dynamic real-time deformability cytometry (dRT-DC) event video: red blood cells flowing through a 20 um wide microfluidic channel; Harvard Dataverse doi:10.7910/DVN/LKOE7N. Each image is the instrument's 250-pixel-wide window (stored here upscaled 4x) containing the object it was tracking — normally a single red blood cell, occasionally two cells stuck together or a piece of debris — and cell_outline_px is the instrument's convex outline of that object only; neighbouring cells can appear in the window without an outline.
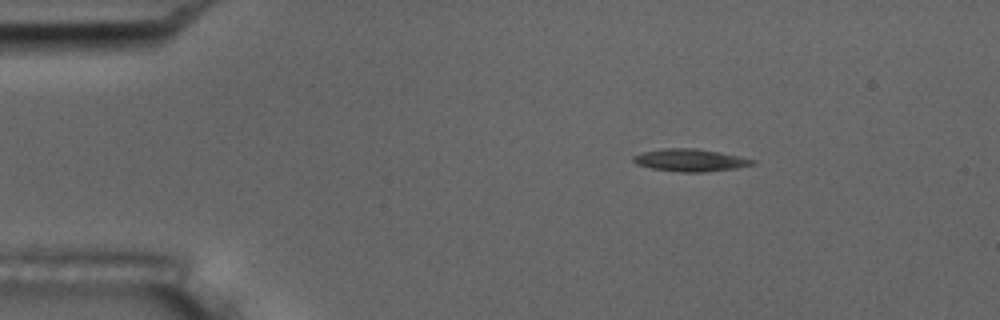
{"species": "common noctule bat (a hibernating species)", "species_latin": "Nyctalus noctula", "temperature_condition": "room temperature", "stored_images_in_passage": 46, "camera_frame_rate_fps": 3000, "um_per_image_px": 0.085, "animal": {"sex": "male", "body_mass_g": 17.5, "forearm_length_mm": 52.3}, "frame": {"image": 1, "passage_image": 1, "time_ms": 0.0, "image_size_px": [1000, 320], "cell_outline_px": [[756, 164], [736, 168], [704, 172], [680, 172], [652, 168], [636, 164], [632, 160], [632, 156], [640, 152], [664, 148], [696, 148], [720, 152], [756, 160]], "centroid_in_image_um": [58.65, 13.61], "position_along_channel_um": 26.3, "area_um2": 15.66}}
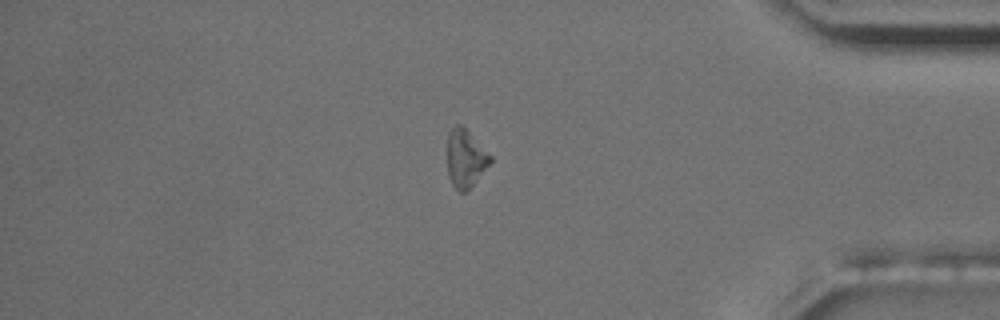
{"frame": {"image": 2, "passage_image": 38, "time_ms": 12.333, "image_size_px": [1000, 320], "cell_outline_px": [[492, 160], [472, 184], [464, 192], [460, 192], [452, 184], [448, 176], [448, 132], [456, 124], [460, 124], [492, 156]], "centroid_in_image_um": [39.54, 13.45], "position_along_channel_um": 395.7, "area_um2": 13.99}}
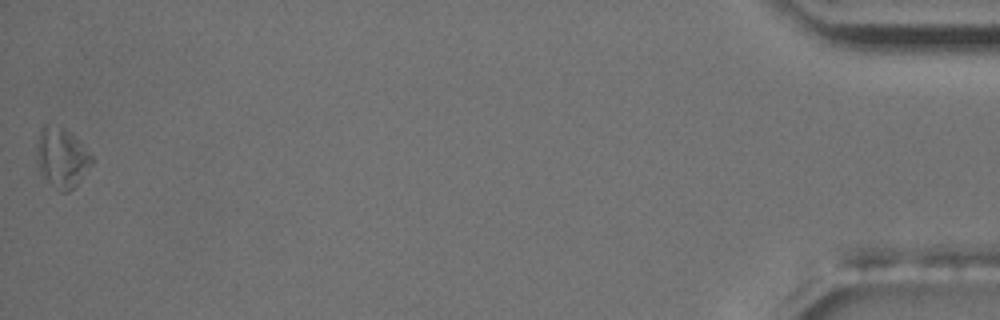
{"frame": {"image": 3, "passage_image": 46, "time_ms": 15.0, "image_size_px": [1000, 320], "cell_outline_px": [[92, 164], [76, 184], [68, 192], [60, 192], [44, 176], [36, 160], [36, 144], [40, 128], [44, 124], [48, 124], [68, 128], [72, 132], [92, 156]], "centroid_in_image_um": [5.23, 13.33], "position_along_channel_um": 430.0, "area_um2": 19.13}}